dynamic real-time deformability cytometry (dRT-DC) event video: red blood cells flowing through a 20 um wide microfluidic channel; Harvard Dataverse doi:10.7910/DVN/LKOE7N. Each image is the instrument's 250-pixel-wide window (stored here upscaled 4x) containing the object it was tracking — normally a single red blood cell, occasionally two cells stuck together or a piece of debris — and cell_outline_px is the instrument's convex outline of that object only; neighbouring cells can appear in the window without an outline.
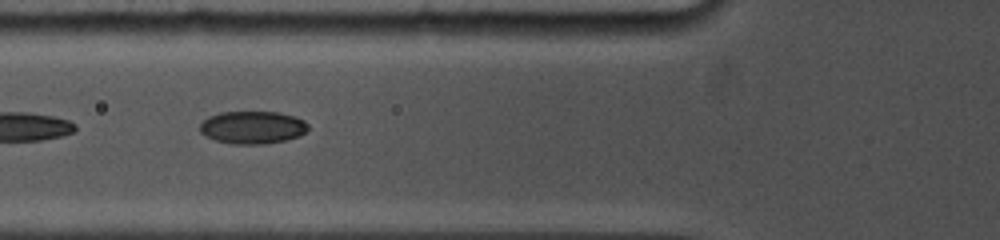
{"species": "common noctule bat (a hibernating species)", "species_latin": "Nyctalus noctula", "temperature_condition": "cold", "stored_images_in_passage": 6, "camera_frame_rate_fps": 5000, "um_per_image_px": 0.085, "animal": {"sex": "female", "body_mass_g": 19.0, "forearm_length_mm": 53.3}, "frame": {"image": 1, "passage_image": 3, "time_ms": 2.4, "image_size_px": [1000, 240], "cell_outline_px": [[308, 128], [300, 136], [284, 140], [264, 144], [232, 144], [216, 140], [204, 136], [200, 132], [200, 124], [208, 116], [220, 112], [276, 112], [296, 116], [304, 120], [308, 124]], "centroid_in_image_um": [21.45, 10.82], "position_along_channel_um": 104.3, "area_um2": 20.69}}
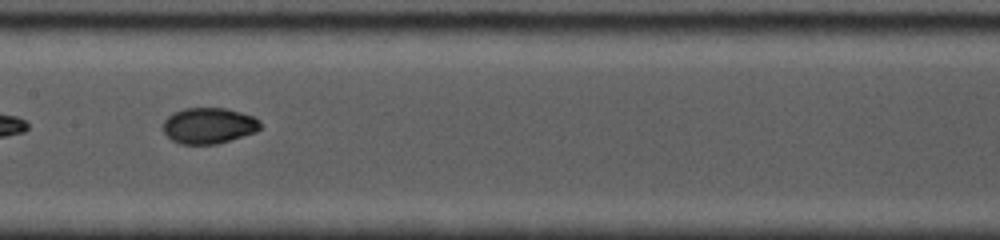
{"frame": {"image": 2, "passage_image": 5, "time_ms": 4.6, "image_size_px": [1000, 240], "cell_outline_px": [[260, 128], [256, 132], [216, 144], [180, 144], [172, 140], [164, 132], [164, 120], [168, 116], [184, 108], [224, 108], [240, 112], [252, 116], [260, 120]], "centroid_in_image_um": [17.75, 10.68], "position_along_channel_um": 189.7, "area_um2": 20.17}}